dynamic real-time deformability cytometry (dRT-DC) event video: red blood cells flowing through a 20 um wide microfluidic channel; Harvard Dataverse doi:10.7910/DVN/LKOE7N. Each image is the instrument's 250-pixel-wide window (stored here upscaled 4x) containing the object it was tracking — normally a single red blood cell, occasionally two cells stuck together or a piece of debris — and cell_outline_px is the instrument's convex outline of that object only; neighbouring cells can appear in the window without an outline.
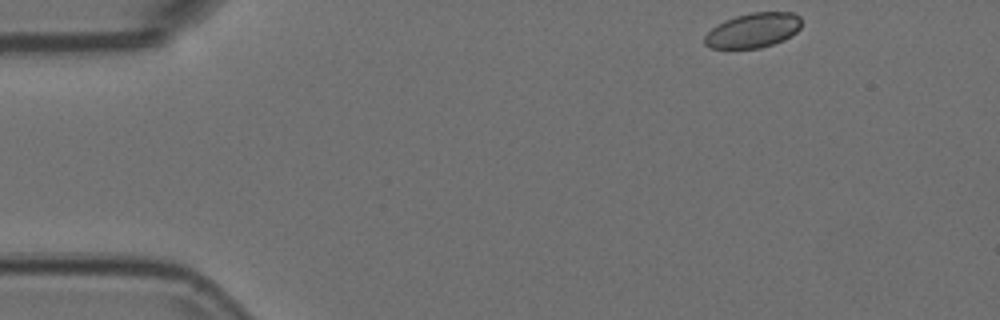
{"species": "Egyptian fruit bat (a non-hibernating species)", "species_latin": "Rousettus aegyptiacus", "temperature_condition": "room temperature", "stored_images_in_passage": 49, "camera_frame_rate_fps": 3000, "um_per_image_px": 0.085, "animal": {"sex": "female"}, "frame": {"image": 1, "passage_image": 1, "time_ms": 0.0, "image_size_px": [1000, 320], "cell_outline_px": [[800, 28], [796, 32], [784, 40], [760, 48], [712, 48], [704, 44], [704, 36], [716, 24], [724, 20], [736, 16], [752, 12], [792, 12], [800, 16]], "centroid_in_image_um": [64.0, 2.57], "position_along_channel_um": 21.0, "area_um2": 19.59}}
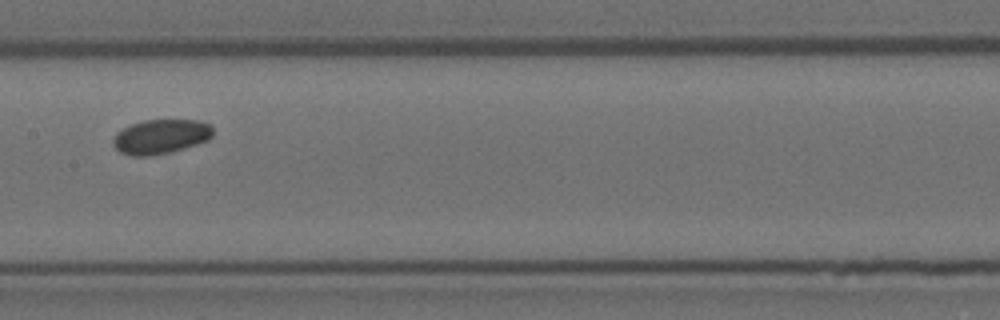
{"frame": {"image": 2, "passage_image": 22, "time_ms": 7.0, "image_size_px": [1000, 320], "cell_outline_px": [[212, 136], [208, 140], [184, 148], [152, 156], [132, 156], [120, 152], [112, 144], [112, 140], [116, 132], [132, 124], [144, 120], [196, 120], [212, 124]], "centroid_in_image_um": [13.65, 11.61], "position_along_channel_um": 193.7, "area_um2": 20.06}}
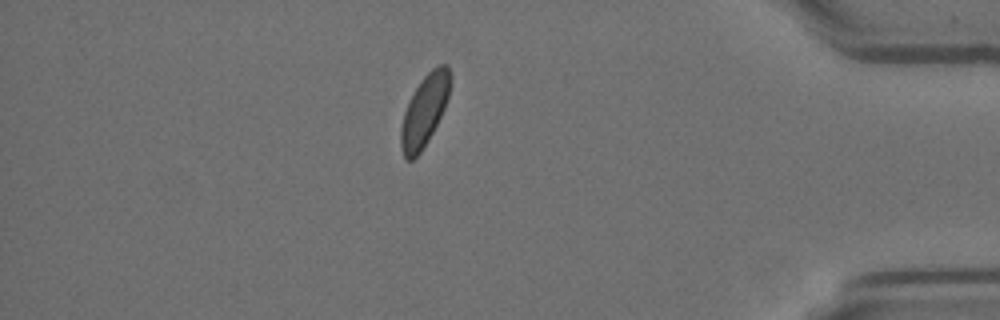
{"frame": {"image": 3, "passage_image": 42, "time_ms": 13.667, "image_size_px": [1000, 320], "cell_outline_px": [[452, 80], [448, 96], [444, 108], [428, 140], [420, 152], [412, 160], [404, 160], [400, 144], [400, 128], [404, 112], [408, 100], [424, 76], [432, 68], [440, 64], [448, 64], [452, 76]], "centroid_in_image_um": [36.08, 9.38], "position_along_channel_um": 399.1, "area_um2": 20.52}}